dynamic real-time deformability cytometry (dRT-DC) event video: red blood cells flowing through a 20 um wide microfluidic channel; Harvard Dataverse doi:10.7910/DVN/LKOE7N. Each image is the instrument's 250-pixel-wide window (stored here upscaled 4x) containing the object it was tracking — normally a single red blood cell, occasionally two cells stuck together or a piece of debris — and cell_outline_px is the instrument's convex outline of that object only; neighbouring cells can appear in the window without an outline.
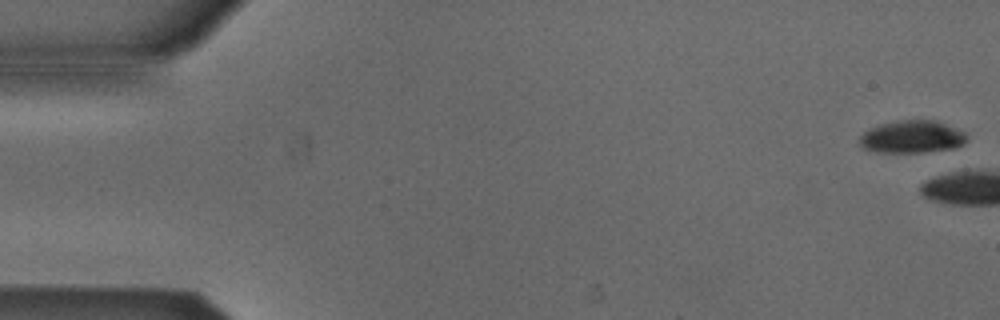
{"species": "Egyptian fruit bat (a non-hibernating species)", "species_latin": "Rousettus aegyptiacus", "temperature_condition": "cold", "stored_images_in_passage": 4, "camera_frame_rate_fps": 3000, "um_per_image_px": 0.085, "animal": {"sex": "male"}, "frame": {"image": 1, "passage_image": 1, "time_ms": 0.0, "image_size_px": [1000, 320], "cell_outline_px": [[964, 144], [952, 148], [920, 152], [876, 152], [864, 148], [860, 144], [860, 136], [864, 132], [872, 128], [884, 124], [900, 120], [932, 120], [944, 124], [964, 132]], "centroid_in_image_um": [77.49, 11.64], "position_along_channel_um": 7.5, "area_um2": 19.65}}